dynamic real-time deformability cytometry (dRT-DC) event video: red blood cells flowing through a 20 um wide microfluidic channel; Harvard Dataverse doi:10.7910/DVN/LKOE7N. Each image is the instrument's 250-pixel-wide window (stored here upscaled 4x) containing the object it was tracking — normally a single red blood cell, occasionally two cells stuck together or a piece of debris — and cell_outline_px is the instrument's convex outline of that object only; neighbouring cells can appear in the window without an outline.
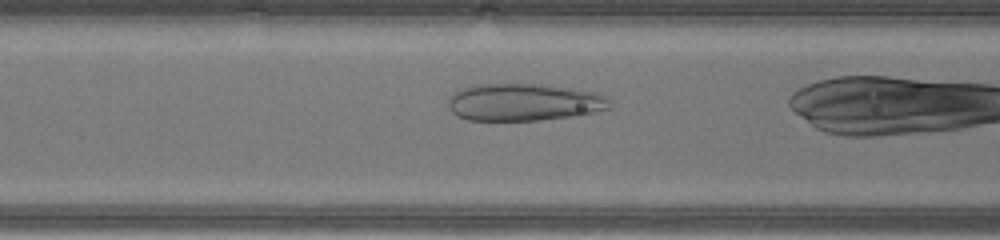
{"species": "human", "species_latin": "Homo sapiens", "temperature_condition": "warm", "stored_images_in_passage": 29, "camera_frame_rate_fps": 3000, "um_per_image_px": 0.085, "donor": {"sex": "male"}, "frame": {"image": 1, "passage_image": 12, "time_ms": 3.667, "image_size_px": [1000, 240], "cell_outline_px": [[612, 108], [576, 116], [540, 120], [468, 120], [456, 116], [448, 108], [448, 100], [460, 88], [476, 84], [548, 84], [596, 92], [608, 96]], "centroid_in_image_um": [44.57, 8.68], "position_along_channel_um": 122.0, "area_um2": 35.55}}
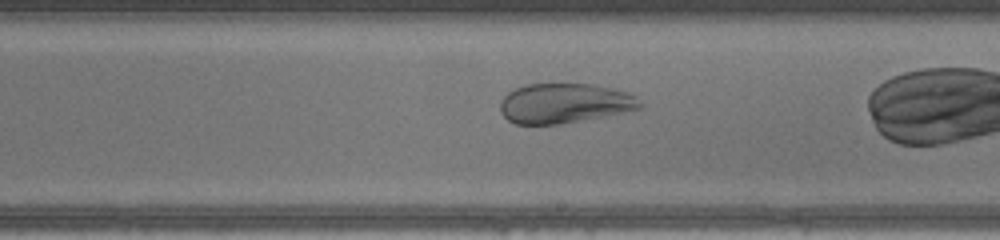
{"frame": {"image": 2, "passage_image": 20, "time_ms": 6.333, "image_size_px": [1000, 240], "cell_outline_px": [[644, 104], [640, 108], [560, 124], [516, 124], [508, 120], [500, 112], [500, 100], [508, 92], [524, 84], [552, 80], [592, 84], [612, 88], [628, 92], [636, 96]], "centroid_in_image_um": [47.93, 8.71], "position_along_channel_um": 241.1, "area_um2": 33.23}}
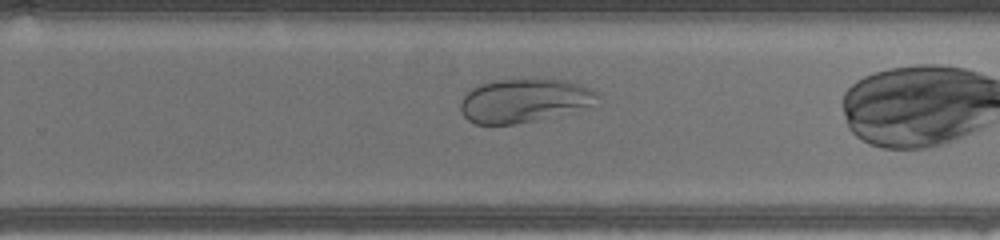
{"frame": {"image": 3, "passage_image": 23, "time_ms": 7.333, "image_size_px": [1000, 240], "cell_outline_px": [[600, 104], [532, 120], [512, 124], [476, 124], [468, 120], [464, 116], [460, 108], [460, 104], [464, 96], [472, 88], [480, 84], [496, 80], [564, 80], [592, 88], [600, 96]], "centroid_in_image_um": [44.58, 8.55], "position_along_channel_um": 285.2, "area_um2": 34.33}}